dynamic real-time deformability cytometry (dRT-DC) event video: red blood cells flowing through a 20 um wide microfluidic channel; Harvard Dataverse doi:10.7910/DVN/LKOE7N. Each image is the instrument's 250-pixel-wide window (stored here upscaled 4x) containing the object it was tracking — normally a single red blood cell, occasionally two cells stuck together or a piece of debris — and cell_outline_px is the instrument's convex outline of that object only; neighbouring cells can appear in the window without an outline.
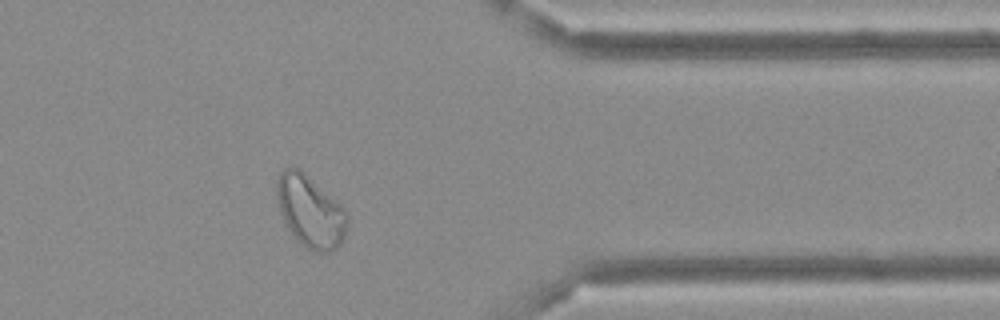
{"species": "Egyptian fruit bat (a non-hibernating species)", "species_latin": "Rousettus aegyptiacus", "temperature_condition": "cold", "stored_images_in_passage": 36, "camera_frame_rate_fps": 3000, "um_per_image_px": 0.085, "frame": {"image": 1, "passage_image": 26, "time_ms": 8.333, "image_size_px": [1000, 320], "cell_outline_px": [[348, 224], [344, 240], [336, 248], [328, 252], [312, 252], [300, 244], [284, 224], [280, 212], [276, 196], [276, 184], [280, 172], [284, 168], [296, 164], [336, 200], [348, 212]], "centroid_in_image_um": [26.37, 17.95], "position_along_channel_um": 385.0, "area_um2": 30.23}}